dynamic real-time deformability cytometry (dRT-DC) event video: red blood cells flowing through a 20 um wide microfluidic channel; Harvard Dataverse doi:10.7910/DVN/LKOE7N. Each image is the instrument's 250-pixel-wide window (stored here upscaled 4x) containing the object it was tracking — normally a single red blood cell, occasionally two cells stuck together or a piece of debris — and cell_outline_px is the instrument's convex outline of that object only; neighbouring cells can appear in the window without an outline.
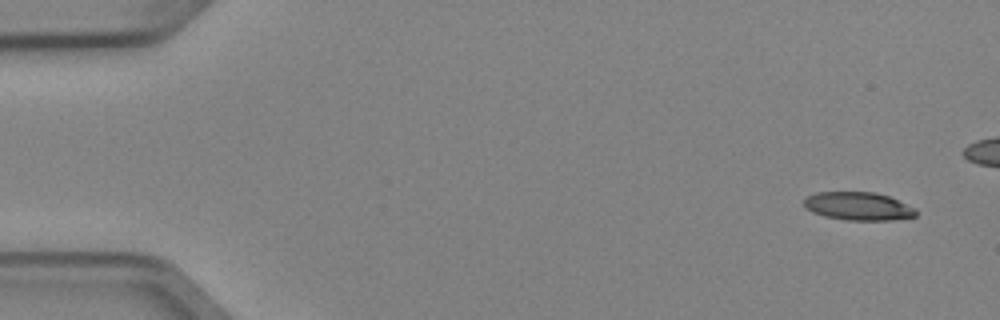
{"species": "Egyptian fruit bat (a non-hibernating species)", "species_latin": "Rousettus aegyptiacus", "temperature_condition": "cold", "stored_images_in_passage": 8, "camera_frame_rate_fps": 3000, "um_per_image_px": 0.085, "animal": {"sex": "female"}, "frame": {"image": 1, "passage_image": 1, "time_ms": 0.0, "image_size_px": [1000, 320], "cell_outline_px": [[916, 216], [892, 220], [844, 220], [824, 216], [812, 212], [804, 208], [804, 200], [808, 196], [816, 192], [876, 192], [888, 196], [916, 208]], "centroid_in_image_um": [72.94, 17.53], "position_along_channel_um": 12.1, "area_um2": 18.44}}
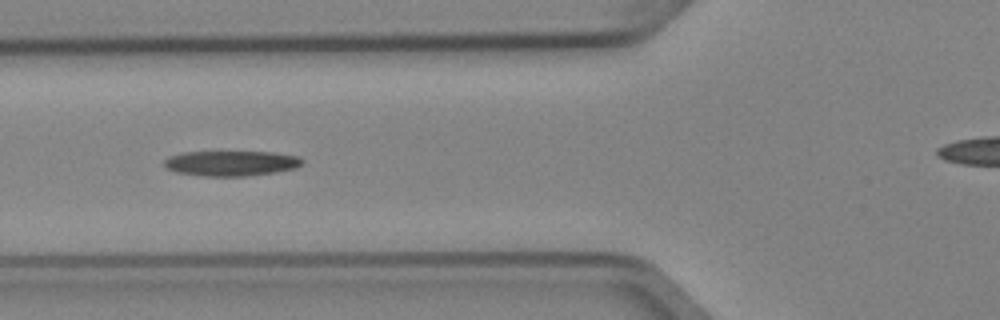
{"frame": {"image": 2, "passage_image": 6, "time_ms": 1.667, "image_size_px": [1000, 320], "cell_outline_px": [[304, 164], [296, 168], [272, 172], [244, 176], [204, 176], [176, 172], [164, 168], [164, 160], [168, 156], [184, 152], [272, 152], [300, 156], [304, 160]], "centroid_in_image_um": [19.64, 13.87], "position_along_channel_um": 106.2, "area_um2": 20.35}}
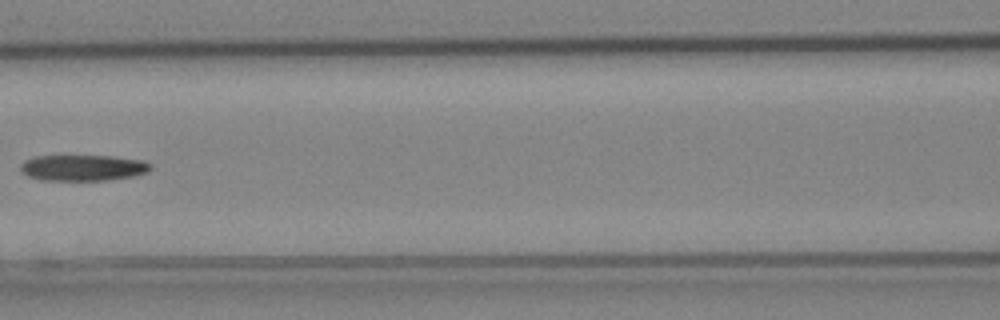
{"frame": {"image": 3, "passage_image": 7, "time_ms": 2.0, "image_size_px": [1000, 320], "cell_outline_px": [[152, 168], [148, 172], [132, 176], [104, 180], [40, 180], [28, 176], [20, 172], [20, 164], [24, 160], [36, 156], [112, 156], [144, 160], [152, 164]], "centroid_in_image_um": [7.04, 14.25], "position_along_channel_um": 159.6, "area_um2": 19.83}}